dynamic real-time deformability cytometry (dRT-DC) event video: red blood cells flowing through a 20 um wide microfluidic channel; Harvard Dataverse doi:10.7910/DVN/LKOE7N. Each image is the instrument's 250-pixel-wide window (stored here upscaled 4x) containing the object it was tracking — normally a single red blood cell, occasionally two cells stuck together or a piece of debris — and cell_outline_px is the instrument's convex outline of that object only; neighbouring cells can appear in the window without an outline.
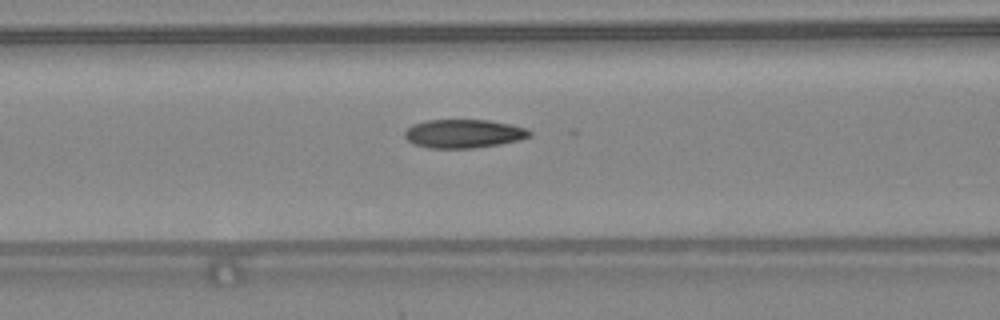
{"species": "common noctule bat (a hibernating species)", "species_latin": "Nyctalus noctula", "temperature_condition": "warm", "stored_images_in_passage": 48, "camera_frame_rate_fps": 3000, "um_per_image_px": 0.085, "animal": {"sex": "female", "body_mass_g": 24.6, "forearm_length_mm": 56.2}, "frame": {"image": 1, "passage_image": 21, "time_ms": 6.667, "image_size_px": [1000, 320], "cell_outline_px": [[532, 136], [520, 140], [500, 144], [472, 148], [428, 148], [412, 144], [404, 136], [404, 132], [412, 124], [428, 120], [488, 120], [508, 124], [524, 128], [532, 132]], "centroid_in_image_um": [39.39, 11.37], "position_along_channel_um": 127.2, "area_um2": 20.81}}
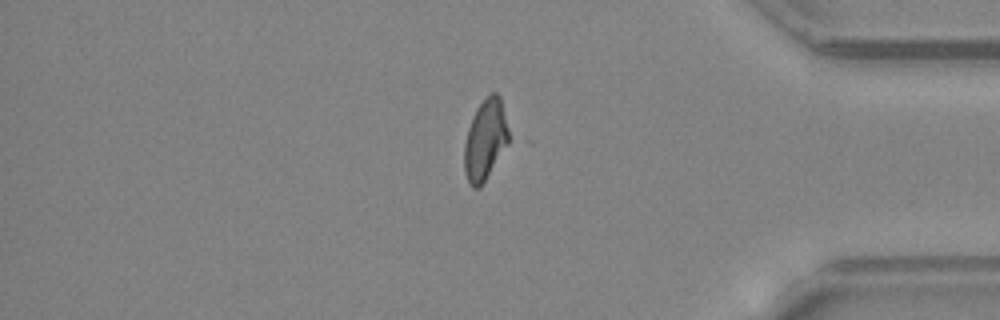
{"frame": {"image": 2, "passage_image": 41, "time_ms": 13.333, "image_size_px": [1000, 320], "cell_outline_px": [[516, 140], [480, 188], [472, 188], [468, 184], [464, 172], [464, 144], [468, 128], [472, 116], [476, 108], [492, 92], [496, 92], [500, 96]], "centroid_in_image_um": [41.37, 11.92], "position_along_channel_um": 393.8, "area_um2": 22.77}, "authors_computed_cell_mechanics": {"area_um2": 20.8947, "velocity_mm_per_s": 4.4108, "shape_relaxation_time_tau1_ms": null, "shape_relaxation_time_tau2_ms": 2.0868, "deformation_change_tau1": null, "deformation_change_tau2": 0.0831}}